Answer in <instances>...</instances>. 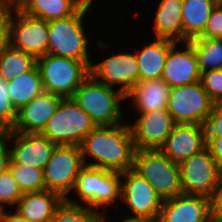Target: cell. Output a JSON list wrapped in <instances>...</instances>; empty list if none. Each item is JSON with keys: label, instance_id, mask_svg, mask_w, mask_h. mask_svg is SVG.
Segmentation results:
<instances>
[{"label": "cell", "instance_id": "obj_14", "mask_svg": "<svg viewBox=\"0 0 222 222\" xmlns=\"http://www.w3.org/2000/svg\"><path fill=\"white\" fill-rule=\"evenodd\" d=\"M91 75L104 85L119 90L126 95L139 81L138 63L134 53L112 55L98 64L91 65Z\"/></svg>", "mask_w": 222, "mask_h": 222}, {"label": "cell", "instance_id": "obj_32", "mask_svg": "<svg viewBox=\"0 0 222 222\" xmlns=\"http://www.w3.org/2000/svg\"><path fill=\"white\" fill-rule=\"evenodd\" d=\"M23 193L8 169L0 175V202L4 205H16Z\"/></svg>", "mask_w": 222, "mask_h": 222}, {"label": "cell", "instance_id": "obj_11", "mask_svg": "<svg viewBox=\"0 0 222 222\" xmlns=\"http://www.w3.org/2000/svg\"><path fill=\"white\" fill-rule=\"evenodd\" d=\"M14 16L17 18L14 19ZM10 45L36 60L45 56L48 47V22L26 15L15 5H11Z\"/></svg>", "mask_w": 222, "mask_h": 222}, {"label": "cell", "instance_id": "obj_46", "mask_svg": "<svg viewBox=\"0 0 222 222\" xmlns=\"http://www.w3.org/2000/svg\"><path fill=\"white\" fill-rule=\"evenodd\" d=\"M93 1L94 0H86V2L91 3V4L93 3Z\"/></svg>", "mask_w": 222, "mask_h": 222}, {"label": "cell", "instance_id": "obj_5", "mask_svg": "<svg viewBox=\"0 0 222 222\" xmlns=\"http://www.w3.org/2000/svg\"><path fill=\"white\" fill-rule=\"evenodd\" d=\"M132 169L151 184L163 201L183 194L180 166L161 150H136Z\"/></svg>", "mask_w": 222, "mask_h": 222}, {"label": "cell", "instance_id": "obj_36", "mask_svg": "<svg viewBox=\"0 0 222 222\" xmlns=\"http://www.w3.org/2000/svg\"><path fill=\"white\" fill-rule=\"evenodd\" d=\"M11 4L0 10V54L10 45Z\"/></svg>", "mask_w": 222, "mask_h": 222}, {"label": "cell", "instance_id": "obj_22", "mask_svg": "<svg viewBox=\"0 0 222 222\" xmlns=\"http://www.w3.org/2000/svg\"><path fill=\"white\" fill-rule=\"evenodd\" d=\"M176 42L157 38L156 41L135 51L139 81L161 79L166 57Z\"/></svg>", "mask_w": 222, "mask_h": 222}, {"label": "cell", "instance_id": "obj_45", "mask_svg": "<svg viewBox=\"0 0 222 222\" xmlns=\"http://www.w3.org/2000/svg\"><path fill=\"white\" fill-rule=\"evenodd\" d=\"M6 5V3L3 0H0V10Z\"/></svg>", "mask_w": 222, "mask_h": 222}, {"label": "cell", "instance_id": "obj_39", "mask_svg": "<svg viewBox=\"0 0 222 222\" xmlns=\"http://www.w3.org/2000/svg\"><path fill=\"white\" fill-rule=\"evenodd\" d=\"M8 140L4 134H0V175L9 169L11 161L10 150L7 149Z\"/></svg>", "mask_w": 222, "mask_h": 222}, {"label": "cell", "instance_id": "obj_44", "mask_svg": "<svg viewBox=\"0 0 222 222\" xmlns=\"http://www.w3.org/2000/svg\"><path fill=\"white\" fill-rule=\"evenodd\" d=\"M211 222H222V218L211 219Z\"/></svg>", "mask_w": 222, "mask_h": 222}, {"label": "cell", "instance_id": "obj_20", "mask_svg": "<svg viewBox=\"0 0 222 222\" xmlns=\"http://www.w3.org/2000/svg\"><path fill=\"white\" fill-rule=\"evenodd\" d=\"M64 198L53 191L25 193L16 204V211L29 222H50Z\"/></svg>", "mask_w": 222, "mask_h": 222}, {"label": "cell", "instance_id": "obj_1", "mask_svg": "<svg viewBox=\"0 0 222 222\" xmlns=\"http://www.w3.org/2000/svg\"><path fill=\"white\" fill-rule=\"evenodd\" d=\"M79 147L85 166L119 173L133 168L136 149L128 123L96 126ZM86 156L92 157L95 162L85 163Z\"/></svg>", "mask_w": 222, "mask_h": 222}, {"label": "cell", "instance_id": "obj_8", "mask_svg": "<svg viewBox=\"0 0 222 222\" xmlns=\"http://www.w3.org/2000/svg\"><path fill=\"white\" fill-rule=\"evenodd\" d=\"M215 103L201 81L170 89L167 110L175 123L205 126Z\"/></svg>", "mask_w": 222, "mask_h": 222}, {"label": "cell", "instance_id": "obj_19", "mask_svg": "<svg viewBox=\"0 0 222 222\" xmlns=\"http://www.w3.org/2000/svg\"><path fill=\"white\" fill-rule=\"evenodd\" d=\"M158 222H211L209 198L180 194L165 200Z\"/></svg>", "mask_w": 222, "mask_h": 222}, {"label": "cell", "instance_id": "obj_27", "mask_svg": "<svg viewBox=\"0 0 222 222\" xmlns=\"http://www.w3.org/2000/svg\"><path fill=\"white\" fill-rule=\"evenodd\" d=\"M189 42L193 45L200 73L222 69V39L197 37Z\"/></svg>", "mask_w": 222, "mask_h": 222}, {"label": "cell", "instance_id": "obj_25", "mask_svg": "<svg viewBox=\"0 0 222 222\" xmlns=\"http://www.w3.org/2000/svg\"><path fill=\"white\" fill-rule=\"evenodd\" d=\"M217 3L216 0H182L183 44L203 34Z\"/></svg>", "mask_w": 222, "mask_h": 222}, {"label": "cell", "instance_id": "obj_30", "mask_svg": "<svg viewBox=\"0 0 222 222\" xmlns=\"http://www.w3.org/2000/svg\"><path fill=\"white\" fill-rule=\"evenodd\" d=\"M9 170L23 194L46 190L43 170L10 161Z\"/></svg>", "mask_w": 222, "mask_h": 222}, {"label": "cell", "instance_id": "obj_33", "mask_svg": "<svg viewBox=\"0 0 222 222\" xmlns=\"http://www.w3.org/2000/svg\"><path fill=\"white\" fill-rule=\"evenodd\" d=\"M200 81L211 100L215 104L222 103V69L201 73Z\"/></svg>", "mask_w": 222, "mask_h": 222}, {"label": "cell", "instance_id": "obj_6", "mask_svg": "<svg viewBox=\"0 0 222 222\" xmlns=\"http://www.w3.org/2000/svg\"><path fill=\"white\" fill-rule=\"evenodd\" d=\"M95 123L71 98H64L41 133L57 145L80 146Z\"/></svg>", "mask_w": 222, "mask_h": 222}, {"label": "cell", "instance_id": "obj_16", "mask_svg": "<svg viewBox=\"0 0 222 222\" xmlns=\"http://www.w3.org/2000/svg\"><path fill=\"white\" fill-rule=\"evenodd\" d=\"M207 146L206 127L200 124L176 123L160 149L172 162L181 164Z\"/></svg>", "mask_w": 222, "mask_h": 222}, {"label": "cell", "instance_id": "obj_35", "mask_svg": "<svg viewBox=\"0 0 222 222\" xmlns=\"http://www.w3.org/2000/svg\"><path fill=\"white\" fill-rule=\"evenodd\" d=\"M207 138H222V103H216L205 125Z\"/></svg>", "mask_w": 222, "mask_h": 222}, {"label": "cell", "instance_id": "obj_42", "mask_svg": "<svg viewBox=\"0 0 222 222\" xmlns=\"http://www.w3.org/2000/svg\"><path fill=\"white\" fill-rule=\"evenodd\" d=\"M4 204L0 202V222L3 221L4 216H5V206H3Z\"/></svg>", "mask_w": 222, "mask_h": 222}, {"label": "cell", "instance_id": "obj_17", "mask_svg": "<svg viewBox=\"0 0 222 222\" xmlns=\"http://www.w3.org/2000/svg\"><path fill=\"white\" fill-rule=\"evenodd\" d=\"M63 99L43 92L17 110L16 122L11 132L41 134Z\"/></svg>", "mask_w": 222, "mask_h": 222}, {"label": "cell", "instance_id": "obj_7", "mask_svg": "<svg viewBox=\"0 0 222 222\" xmlns=\"http://www.w3.org/2000/svg\"><path fill=\"white\" fill-rule=\"evenodd\" d=\"M121 173L104 168L84 166L75 181L81 205L96 209L115 204L121 198Z\"/></svg>", "mask_w": 222, "mask_h": 222}, {"label": "cell", "instance_id": "obj_37", "mask_svg": "<svg viewBox=\"0 0 222 222\" xmlns=\"http://www.w3.org/2000/svg\"><path fill=\"white\" fill-rule=\"evenodd\" d=\"M211 219L222 218V178L209 197Z\"/></svg>", "mask_w": 222, "mask_h": 222}, {"label": "cell", "instance_id": "obj_18", "mask_svg": "<svg viewBox=\"0 0 222 222\" xmlns=\"http://www.w3.org/2000/svg\"><path fill=\"white\" fill-rule=\"evenodd\" d=\"M175 43L169 50L161 79L171 88L179 87L201 80L197 58L193 45L188 41L185 49L176 50Z\"/></svg>", "mask_w": 222, "mask_h": 222}, {"label": "cell", "instance_id": "obj_43", "mask_svg": "<svg viewBox=\"0 0 222 222\" xmlns=\"http://www.w3.org/2000/svg\"><path fill=\"white\" fill-rule=\"evenodd\" d=\"M6 4L15 5L19 0H3Z\"/></svg>", "mask_w": 222, "mask_h": 222}, {"label": "cell", "instance_id": "obj_23", "mask_svg": "<svg viewBox=\"0 0 222 222\" xmlns=\"http://www.w3.org/2000/svg\"><path fill=\"white\" fill-rule=\"evenodd\" d=\"M85 2L86 0H19L15 6L26 15L48 22L73 15Z\"/></svg>", "mask_w": 222, "mask_h": 222}, {"label": "cell", "instance_id": "obj_26", "mask_svg": "<svg viewBox=\"0 0 222 222\" xmlns=\"http://www.w3.org/2000/svg\"><path fill=\"white\" fill-rule=\"evenodd\" d=\"M8 82V93L16 111L44 92L40 72L36 64L29 71Z\"/></svg>", "mask_w": 222, "mask_h": 222}, {"label": "cell", "instance_id": "obj_3", "mask_svg": "<svg viewBox=\"0 0 222 222\" xmlns=\"http://www.w3.org/2000/svg\"><path fill=\"white\" fill-rule=\"evenodd\" d=\"M71 99L89 115L96 126H112L123 120L119 102L126 100L125 95L119 89L115 91L104 85L91 74Z\"/></svg>", "mask_w": 222, "mask_h": 222}, {"label": "cell", "instance_id": "obj_41", "mask_svg": "<svg viewBox=\"0 0 222 222\" xmlns=\"http://www.w3.org/2000/svg\"><path fill=\"white\" fill-rule=\"evenodd\" d=\"M122 222H158V220L147 217L132 216L126 217Z\"/></svg>", "mask_w": 222, "mask_h": 222}, {"label": "cell", "instance_id": "obj_34", "mask_svg": "<svg viewBox=\"0 0 222 222\" xmlns=\"http://www.w3.org/2000/svg\"><path fill=\"white\" fill-rule=\"evenodd\" d=\"M200 37L222 39V2L217 3Z\"/></svg>", "mask_w": 222, "mask_h": 222}, {"label": "cell", "instance_id": "obj_4", "mask_svg": "<svg viewBox=\"0 0 222 222\" xmlns=\"http://www.w3.org/2000/svg\"><path fill=\"white\" fill-rule=\"evenodd\" d=\"M93 62H83L46 54L36 60L44 92L71 98L90 76Z\"/></svg>", "mask_w": 222, "mask_h": 222}, {"label": "cell", "instance_id": "obj_10", "mask_svg": "<svg viewBox=\"0 0 222 222\" xmlns=\"http://www.w3.org/2000/svg\"><path fill=\"white\" fill-rule=\"evenodd\" d=\"M179 166L183 194L209 198L222 178V171L207 147Z\"/></svg>", "mask_w": 222, "mask_h": 222}, {"label": "cell", "instance_id": "obj_24", "mask_svg": "<svg viewBox=\"0 0 222 222\" xmlns=\"http://www.w3.org/2000/svg\"><path fill=\"white\" fill-rule=\"evenodd\" d=\"M155 17L156 39L183 42L182 0H162Z\"/></svg>", "mask_w": 222, "mask_h": 222}, {"label": "cell", "instance_id": "obj_40", "mask_svg": "<svg viewBox=\"0 0 222 222\" xmlns=\"http://www.w3.org/2000/svg\"><path fill=\"white\" fill-rule=\"evenodd\" d=\"M2 222H29L26 218L21 216L16 210L15 213H5L4 219Z\"/></svg>", "mask_w": 222, "mask_h": 222}, {"label": "cell", "instance_id": "obj_12", "mask_svg": "<svg viewBox=\"0 0 222 222\" xmlns=\"http://www.w3.org/2000/svg\"><path fill=\"white\" fill-rule=\"evenodd\" d=\"M124 177V180H123ZM121 200L135 216L158 220L163 200L151 184L133 169L121 173Z\"/></svg>", "mask_w": 222, "mask_h": 222}, {"label": "cell", "instance_id": "obj_31", "mask_svg": "<svg viewBox=\"0 0 222 222\" xmlns=\"http://www.w3.org/2000/svg\"><path fill=\"white\" fill-rule=\"evenodd\" d=\"M8 92L9 82L0 77V134L13 131L17 117Z\"/></svg>", "mask_w": 222, "mask_h": 222}, {"label": "cell", "instance_id": "obj_15", "mask_svg": "<svg viewBox=\"0 0 222 222\" xmlns=\"http://www.w3.org/2000/svg\"><path fill=\"white\" fill-rule=\"evenodd\" d=\"M4 135L8 141H15L14 146L10 149V157L13 163L43 171L57 146L41 134L7 132Z\"/></svg>", "mask_w": 222, "mask_h": 222}, {"label": "cell", "instance_id": "obj_28", "mask_svg": "<svg viewBox=\"0 0 222 222\" xmlns=\"http://www.w3.org/2000/svg\"><path fill=\"white\" fill-rule=\"evenodd\" d=\"M36 64V59L9 45L0 54V77L11 81L15 77L29 71Z\"/></svg>", "mask_w": 222, "mask_h": 222}, {"label": "cell", "instance_id": "obj_13", "mask_svg": "<svg viewBox=\"0 0 222 222\" xmlns=\"http://www.w3.org/2000/svg\"><path fill=\"white\" fill-rule=\"evenodd\" d=\"M139 118L129 124L136 150H160L175 126L171 113L166 109L139 112Z\"/></svg>", "mask_w": 222, "mask_h": 222}, {"label": "cell", "instance_id": "obj_21", "mask_svg": "<svg viewBox=\"0 0 222 222\" xmlns=\"http://www.w3.org/2000/svg\"><path fill=\"white\" fill-rule=\"evenodd\" d=\"M170 89L162 79L138 81L125 98L132 99L138 112H152L167 108Z\"/></svg>", "mask_w": 222, "mask_h": 222}, {"label": "cell", "instance_id": "obj_9", "mask_svg": "<svg viewBox=\"0 0 222 222\" xmlns=\"http://www.w3.org/2000/svg\"><path fill=\"white\" fill-rule=\"evenodd\" d=\"M84 166L79 146L57 145L43 171L46 189L65 199Z\"/></svg>", "mask_w": 222, "mask_h": 222}, {"label": "cell", "instance_id": "obj_38", "mask_svg": "<svg viewBox=\"0 0 222 222\" xmlns=\"http://www.w3.org/2000/svg\"><path fill=\"white\" fill-rule=\"evenodd\" d=\"M206 147L222 171V138H207Z\"/></svg>", "mask_w": 222, "mask_h": 222}, {"label": "cell", "instance_id": "obj_2", "mask_svg": "<svg viewBox=\"0 0 222 222\" xmlns=\"http://www.w3.org/2000/svg\"><path fill=\"white\" fill-rule=\"evenodd\" d=\"M91 3L85 2L73 15L48 21L47 54L83 62H93L87 49L88 37L82 24Z\"/></svg>", "mask_w": 222, "mask_h": 222}, {"label": "cell", "instance_id": "obj_29", "mask_svg": "<svg viewBox=\"0 0 222 222\" xmlns=\"http://www.w3.org/2000/svg\"><path fill=\"white\" fill-rule=\"evenodd\" d=\"M104 218L101 212L71 201L67 195L50 222H105Z\"/></svg>", "mask_w": 222, "mask_h": 222}]
</instances>
